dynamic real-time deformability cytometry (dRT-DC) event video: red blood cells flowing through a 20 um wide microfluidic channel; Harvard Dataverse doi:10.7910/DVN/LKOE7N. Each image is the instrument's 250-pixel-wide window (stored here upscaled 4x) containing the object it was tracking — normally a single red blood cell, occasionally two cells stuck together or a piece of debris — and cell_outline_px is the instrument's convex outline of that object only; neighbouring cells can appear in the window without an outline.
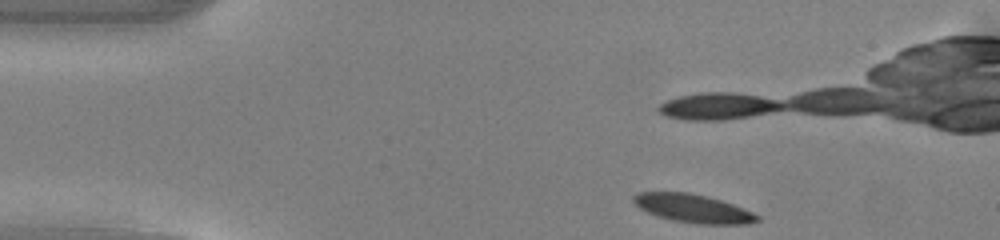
{"species": "common noctule bat (a hibernating species)", "species_latin": "Nyctalus noctula", "temperature_condition": "warm", "stored_images_in_passage": 11, "camera_frame_rate_fps": 3000, "um_per_image_px": 0.085, "animal": {"sex": "male", "body_mass_g": 13.0, "forearm_length_mm": 53.1}, "frame": {"image": 1, "passage_image": 1, "time_ms": 0.0, "image_size_px": [1000, 240], "cell_outline_px": [[760, 220], [748, 224], [696, 224], [672, 220], [648, 212], [640, 208], [632, 200], [632, 196], [636, 192], [688, 192], [708, 196], [732, 204], [752, 212], [760, 216]], "centroid_in_image_um": [58.91, 17.71], "position_along_channel_um": 26.1, "area_um2": 20.4}}